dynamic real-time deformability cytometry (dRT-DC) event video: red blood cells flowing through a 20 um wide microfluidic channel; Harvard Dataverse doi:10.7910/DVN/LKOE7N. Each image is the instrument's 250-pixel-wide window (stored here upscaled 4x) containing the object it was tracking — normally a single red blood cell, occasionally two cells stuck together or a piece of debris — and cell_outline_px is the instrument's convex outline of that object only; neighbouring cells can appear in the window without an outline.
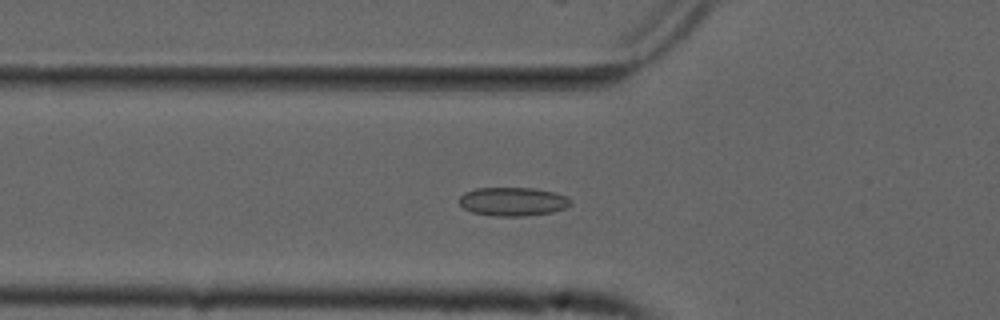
{"species": "common noctule bat (a hibernating species)", "species_latin": "Nyctalus noctula", "temperature_condition": "cold", "stored_images_in_passage": 55, "camera_frame_rate_fps": 3000, "um_per_image_px": 0.085, "animal": {"sex": "male", "forearm_length_mm": 52.5}, "frame": {"image": 1, "passage_image": 19, "time_ms": 6.0, "image_size_px": [1000, 320], "cell_outline_px": [[572, 204], [564, 208], [552, 212], [524, 216], [496, 216], [472, 212], [464, 208], [460, 204], [460, 196], [464, 192], [476, 188], [532, 188], [556, 192], [568, 196], [572, 200]], "centroid_in_image_um": [43.63, 17.12], "position_along_channel_um": 82.2, "area_um2": 18.67}}
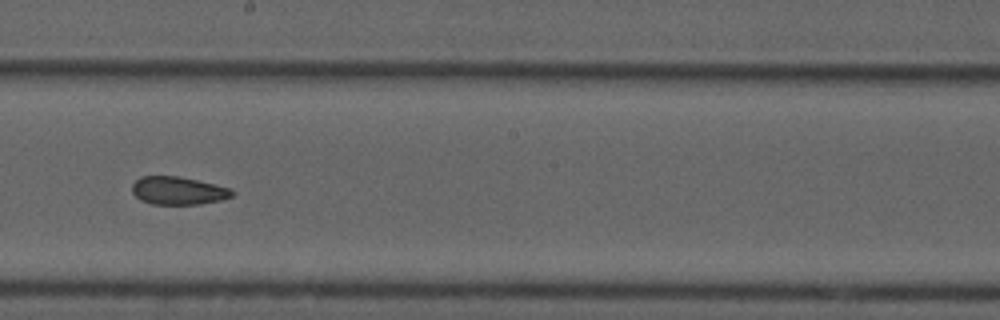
{"frame": {"image": 2, "passage_image": 31, "time_ms": 10.0, "image_size_px": [1000, 320], "cell_outline_px": [[236, 192], [232, 196], [220, 200], [200, 204], [152, 204], [140, 200], [132, 192], [132, 184], [140, 176], [180, 176], [232, 188]], "centroid_in_image_um": [15.15, 16.2], "position_along_channel_um": 233.0, "area_um2": 16.42}}
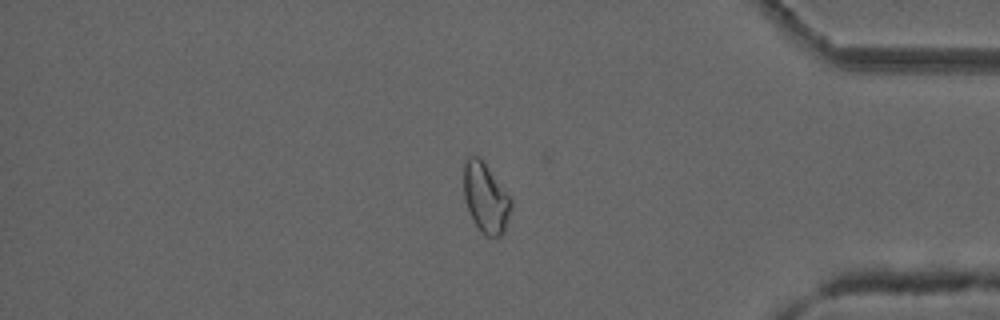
{"frame": {"image": 3, "passage_image": 46, "time_ms": 15.0, "image_size_px": [1000, 320], "cell_outline_px": [[512, 204], [504, 232], [500, 236], [484, 236], [480, 232], [468, 208], [464, 196], [464, 164], [468, 156], [480, 156], [512, 200]], "centroid_in_image_um": [41.28, 16.81], "position_along_channel_um": 393.9, "area_um2": 19.02}, "authors_computed_cell_mechanics": {"area_um2": 18.6694, "velocity_mm_per_s": 3.7706, "shape_relaxation_time_tau1_ms": null, "shape_relaxation_time_tau2_ms": 3.402, "deformation_change_tau1": null, "deformation_change_tau2": 0.0803}}